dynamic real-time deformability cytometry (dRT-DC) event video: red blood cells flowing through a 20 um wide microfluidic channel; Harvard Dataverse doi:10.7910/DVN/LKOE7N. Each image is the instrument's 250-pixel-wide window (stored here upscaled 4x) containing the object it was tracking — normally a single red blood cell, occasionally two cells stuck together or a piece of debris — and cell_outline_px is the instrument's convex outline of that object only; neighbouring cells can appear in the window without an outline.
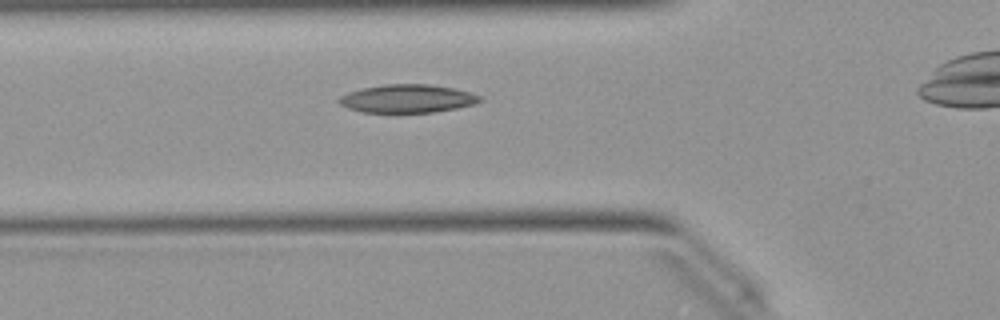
{"species": "Egyptian fruit bat (a non-hibernating species)", "species_latin": "Rousettus aegyptiacus", "temperature_condition": "warm", "stored_images_in_passage": 26, "camera_frame_rate_fps": 3000, "um_per_image_px": 0.085, "animal": {"sex": "female"}, "frame": {"image": 1, "passage_image": 2, "time_ms": 0.333, "image_size_px": [1000, 320], "cell_outline_px": [[484, 100], [476, 104], [456, 108], [432, 112], [360, 112], [348, 108], [340, 104], [336, 100], [340, 96], [348, 92], [360, 88], [384, 84], [428, 84], [456, 88], [472, 92], [480, 96]], "centroid_in_image_um": [34.64, 8.37], "position_along_channel_um": 91.2, "area_um2": 23.41}}
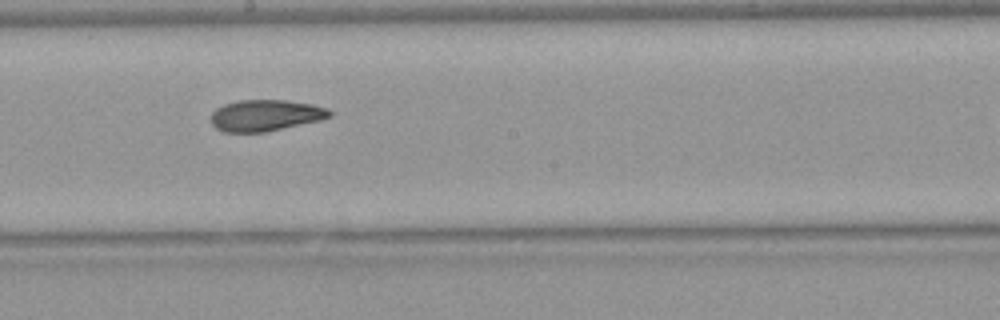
{"frame": {"image": 2, "passage_image": 12, "time_ms": 3.667, "image_size_px": [1000, 320], "cell_outline_px": [[332, 116], [320, 120], [264, 132], [224, 132], [216, 128], [212, 124], [212, 112], [216, 108], [224, 104], [240, 100], [284, 100], [312, 104], [328, 108], [332, 112]], "centroid_in_image_um": [22.57, 9.8], "position_along_channel_um": 225.6, "area_um2": 21.56}}
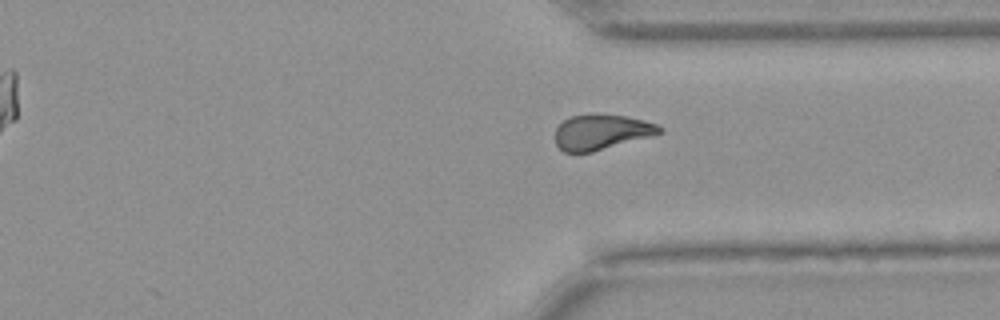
{"frame": {"image": 3, "passage_image": 22, "time_ms": 7.0, "image_size_px": [1000, 320], "cell_outline_px": [[664, 132], [652, 136], [592, 152], [564, 152], [556, 144], [556, 128], [564, 120], [572, 116], [624, 116], [644, 120], [656, 124], [664, 128]], "centroid_in_image_um": [51.16, 11.25], "position_along_channel_um": 360.2, "area_um2": 20.87}}